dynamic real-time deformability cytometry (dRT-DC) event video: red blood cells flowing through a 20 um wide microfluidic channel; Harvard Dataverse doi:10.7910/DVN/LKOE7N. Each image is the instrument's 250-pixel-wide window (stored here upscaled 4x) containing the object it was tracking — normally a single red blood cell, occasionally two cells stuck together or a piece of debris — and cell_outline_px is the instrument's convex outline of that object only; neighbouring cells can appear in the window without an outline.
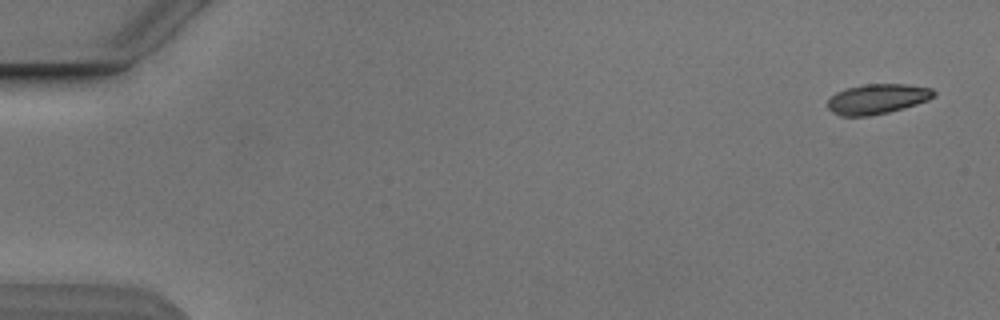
{"species": "Egyptian fruit bat (a non-hibernating species)", "species_latin": "Rousettus aegyptiacus", "temperature_condition": "cold", "stored_images_in_passage": 5, "camera_frame_rate_fps": 3000, "um_per_image_px": 0.085, "animal": {"sex": "male"}, "frame": {"image": 1, "passage_image": 1, "time_ms": 0.0, "image_size_px": [1000, 320], "cell_outline_px": [[936, 96], [928, 100], [904, 108], [888, 112], [868, 116], [840, 116], [832, 112], [828, 108], [828, 100], [836, 92], [848, 88], [864, 84], [908, 84], [932, 88], [936, 92]], "centroid_in_image_um": [74.59, 8.41], "position_along_channel_um": 10.4, "area_um2": 18.61}}
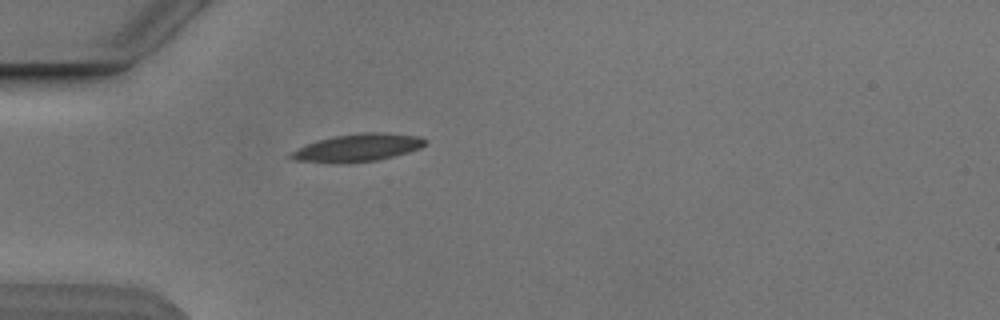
{"frame": {"image": 2, "passage_image": 5, "time_ms": 4.667, "image_size_px": [1000, 320], "cell_outline_px": [[428, 140], [420, 148], [408, 152], [380, 160], [348, 164], [336, 164], [288, 160], [284, 156], [288, 152], [316, 140], [336, 136], [364, 132], [380, 132], [420, 136]], "centroid_in_image_um": [30.29, 12.59], "position_along_channel_um": 54.7, "area_um2": 22.31}}